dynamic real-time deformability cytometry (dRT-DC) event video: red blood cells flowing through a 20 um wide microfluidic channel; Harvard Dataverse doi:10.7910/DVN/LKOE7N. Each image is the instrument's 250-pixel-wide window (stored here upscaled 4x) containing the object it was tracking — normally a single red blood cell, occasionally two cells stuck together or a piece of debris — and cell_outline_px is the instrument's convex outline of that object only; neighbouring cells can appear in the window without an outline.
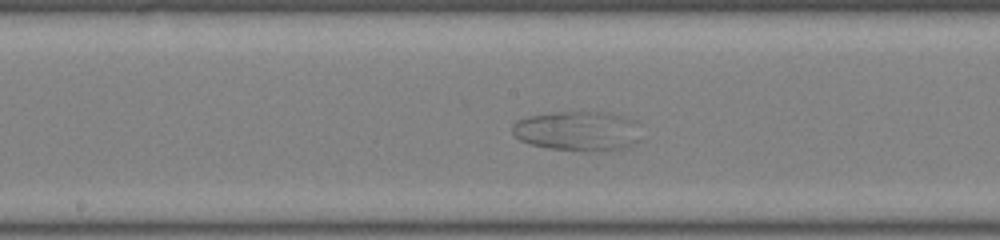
{"species": "common noctule bat (a hibernating species)", "species_latin": "Nyctalus noctula", "temperature_condition": "room temperature", "stored_images_in_passage": 46, "camera_frame_rate_fps": 3000, "um_per_image_px": 0.085, "animal": {"sex": "male", "body_mass_g": 19.0, "forearm_length_mm": 50.8}, "frame": {"image": 1, "passage_image": 20, "time_ms": 6.333, "image_size_px": [1000, 240], "cell_outline_px": [[640, 140], [628, 148], [596, 152], [548, 148], [528, 144], [520, 140], [512, 132], [512, 124], [516, 120], [528, 116], [556, 112], [592, 112], [616, 116], [632, 120], [640, 124]], "centroid_in_image_um": [49.1, 11.17], "position_along_channel_um": 199.1, "area_um2": 29.94}}